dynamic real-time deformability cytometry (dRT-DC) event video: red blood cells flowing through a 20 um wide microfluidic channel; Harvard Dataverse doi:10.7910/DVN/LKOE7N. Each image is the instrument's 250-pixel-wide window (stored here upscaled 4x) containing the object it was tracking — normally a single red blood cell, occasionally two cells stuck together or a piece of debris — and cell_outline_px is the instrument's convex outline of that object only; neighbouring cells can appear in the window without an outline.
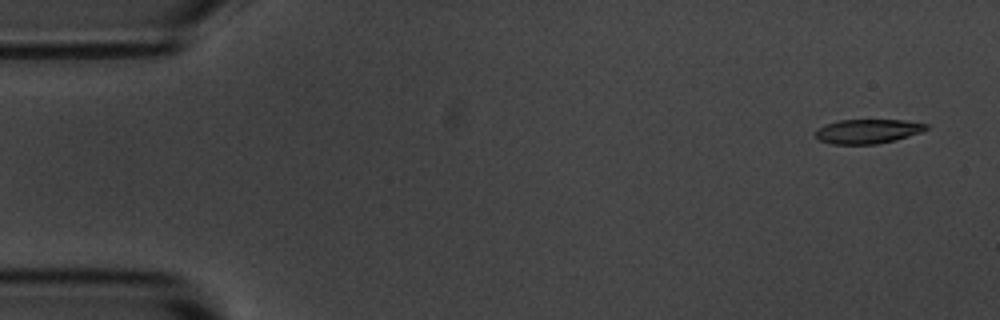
{"species": "common noctule bat (a hibernating species)", "species_latin": "Nyctalus noctula", "temperature_condition": "room temperature", "stored_images_in_passage": 4, "camera_frame_rate_fps": 3000, "um_per_image_px": 0.085, "animal": {"sex": "male", "body_mass_g": 20.1, "forearm_length_mm": 53.5}, "frame": {"image": 1, "passage_image": 1, "time_ms": 0.0, "image_size_px": [1000, 320], "cell_outline_px": [[928, 128], [920, 132], [896, 140], [876, 144], [832, 144], [820, 140], [816, 136], [816, 128], [824, 124], [840, 120], [904, 120], [928, 124]], "centroid_in_image_um": [73.74, 11.16], "position_along_channel_um": 11.3, "area_um2": 15.66}}
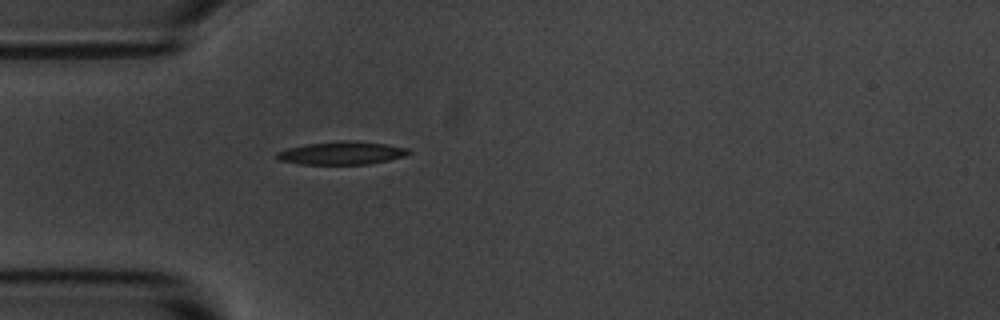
{"frame": {"image": 2, "passage_image": 4, "time_ms": 4.333, "image_size_px": [1000, 320], "cell_outline_px": [[412, 152], [404, 156], [388, 160], [368, 164], [300, 164], [276, 160], [276, 152], [288, 148], [308, 144], [344, 140], [356, 140], [388, 144], [408, 148]], "centroid_in_image_um": [29.06, 13.0], "position_along_channel_um": 55.9, "area_um2": 17.8}}